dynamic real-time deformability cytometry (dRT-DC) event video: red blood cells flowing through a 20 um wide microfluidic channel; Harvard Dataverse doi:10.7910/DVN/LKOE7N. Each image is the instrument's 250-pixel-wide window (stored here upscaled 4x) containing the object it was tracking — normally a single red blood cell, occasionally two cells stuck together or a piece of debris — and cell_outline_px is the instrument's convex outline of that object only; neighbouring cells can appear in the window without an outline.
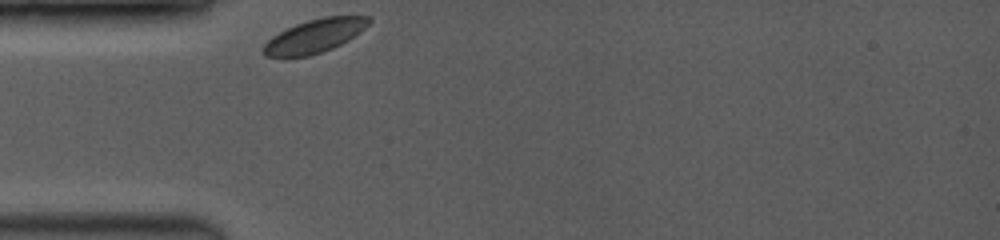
{"species": "common noctule bat (a hibernating species)", "species_latin": "Nyctalus noctula", "temperature_condition": "room temperature", "stored_images_in_passage": 26, "camera_frame_rate_fps": 3500, "um_per_image_px": 0.085, "animal": {"sex": "female", "body_mass_g": 19.0, "forearm_length_mm": 53.3}, "frame": {"image": 1, "passage_image": 1, "time_ms": 0.0, "image_size_px": [1000, 240], "cell_outline_px": [[372, 20], [360, 32], [348, 40], [332, 48], [308, 56], [284, 60], [264, 56], [260, 48], [272, 36], [296, 24], [308, 20], [324, 16], [368, 16]], "centroid_in_image_um": [26.66, 3.1], "position_along_channel_um": 58.3, "area_um2": 20.98}}
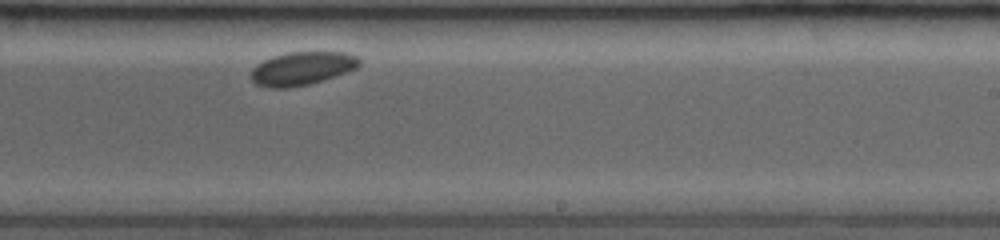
{"frame": {"image": 2, "passage_image": 15, "time_ms": 5.714, "image_size_px": [1000, 240], "cell_outline_px": [[360, 64], [356, 68], [324, 80], [308, 84], [288, 88], [268, 88], [256, 84], [248, 76], [252, 68], [256, 64], [272, 56], [288, 52], [344, 52], [356, 56], [360, 60]], "centroid_in_image_um": [25.61, 5.82], "position_along_channel_um": 263.4, "area_um2": 21.15}}
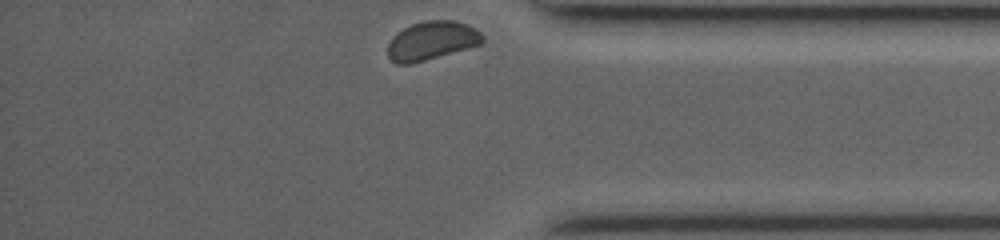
{"frame": {"image": 3, "passage_image": 26, "time_ms": 9.429, "image_size_px": [1000, 240], "cell_outline_px": [[484, 40], [480, 44], [412, 64], [396, 64], [388, 56], [388, 44], [404, 28], [412, 24], [424, 20], [452, 20], [468, 24], [476, 28], [484, 36]], "centroid_in_image_um": [36.72, 3.45], "position_along_channel_um": 398.5, "area_um2": 21.1}}